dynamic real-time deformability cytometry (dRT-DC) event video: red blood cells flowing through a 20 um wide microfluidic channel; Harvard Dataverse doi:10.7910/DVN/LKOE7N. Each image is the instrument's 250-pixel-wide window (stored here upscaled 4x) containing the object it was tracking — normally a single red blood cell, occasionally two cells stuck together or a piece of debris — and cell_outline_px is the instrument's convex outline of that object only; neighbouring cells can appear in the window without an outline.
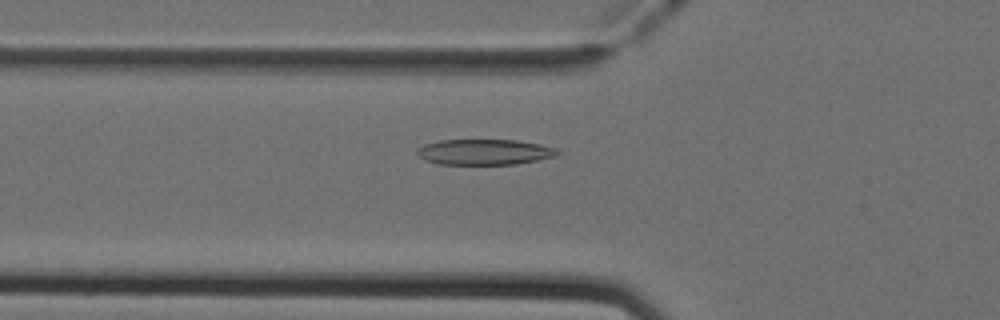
{"species": "Egyptian fruit bat (a non-hibernating species)", "species_latin": "Rousettus aegyptiacus", "temperature_condition": "cold", "stored_images_in_passage": 51, "camera_frame_rate_fps": 3000, "um_per_image_px": 0.085, "animal": {"sex": "female"}, "frame": {"image": 1, "passage_image": 18, "time_ms": 5.667, "image_size_px": [1000, 320], "cell_outline_px": [[560, 152], [556, 156], [516, 164], [440, 164], [428, 160], [420, 156], [416, 152], [416, 148], [424, 144], [440, 140], [516, 140], [540, 144], [556, 148]], "centroid_in_image_um": [41.19, 12.91], "position_along_channel_um": 84.6, "area_um2": 20.81}}
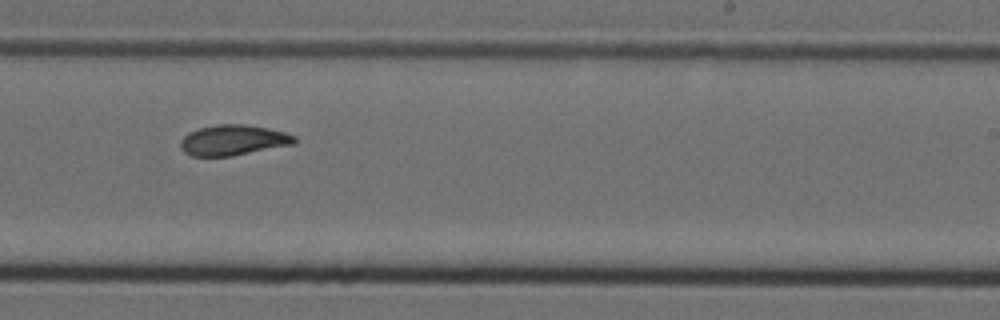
{"frame": {"image": 2, "passage_image": 32, "time_ms": 10.333, "image_size_px": [1000, 320], "cell_outline_px": [[296, 144], [232, 156], [192, 156], [184, 152], [180, 148], [180, 140], [188, 132], [200, 128], [216, 124], [248, 124], [268, 128], [284, 132], [296, 136]], "centroid_in_image_um": [19.83, 11.91], "position_along_channel_um": 269.2, "area_um2": 20.46}}
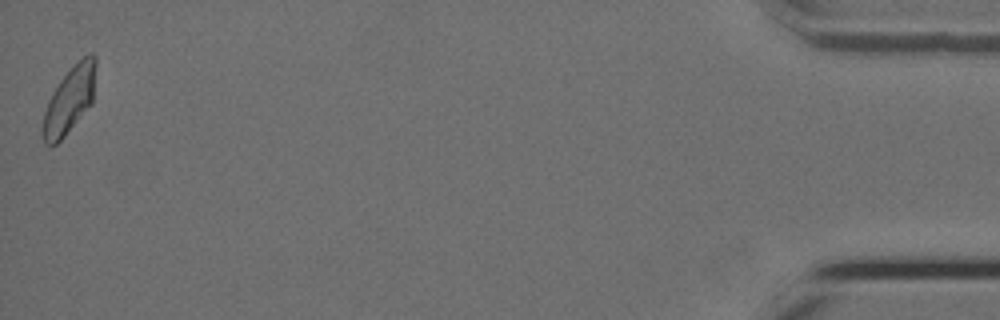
{"frame": {"image": 3, "passage_image": 51, "time_ms": 16.667, "image_size_px": [1000, 320], "cell_outline_px": [[96, 64], [92, 104], [64, 136], [56, 144], [44, 144], [40, 136], [40, 128], [44, 112], [48, 100], [52, 92], [60, 80], [88, 52], [92, 52], [96, 56]], "centroid_in_image_um": [5.87, 8.53], "position_along_channel_um": 429.3, "area_um2": 20.63}, "authors_computed_cell_mechanics": {"area_um2": 20.808, "velocity_mm_per_s": 3.9529, "shape_relaxation_time_tau1_ms": 4.0894, "shape_relaxation_time_tau2_ms": 1.4325, "deformation_change_tau1": 0.1446, "deformation_change_tau2": 0.0724}}